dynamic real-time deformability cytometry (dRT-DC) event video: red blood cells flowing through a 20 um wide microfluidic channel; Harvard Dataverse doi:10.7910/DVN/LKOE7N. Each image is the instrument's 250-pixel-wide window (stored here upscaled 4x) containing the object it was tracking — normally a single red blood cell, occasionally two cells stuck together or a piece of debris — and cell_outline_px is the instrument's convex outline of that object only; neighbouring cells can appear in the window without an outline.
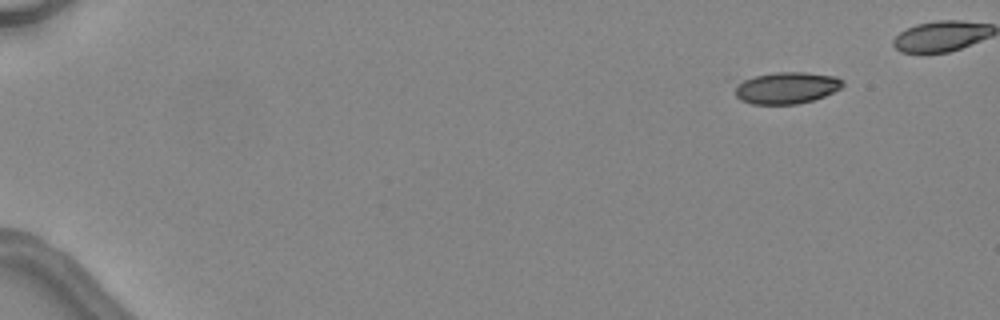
{"species": "common noctule bat (a hibernating species)", "species_latin": "Nyctalus noctula", "temperature_condition": "warm", "stored_images_in_passage": 4, "camera_frame_rate_fps": 3000, "um_per_image_px": 0.085, "animal": {"sex": "female", "body_mass_g": 24.6, "forearm_length_mm": 56.2}, "frame": {"image": 1, "passage_image": 4, "time_ms": 7.667, "image_size_px": [1000, 320], "cell_outline_px": [[844, 84], [840, 88], [824, 96], [812, 100], [796, 104], [752, 104], [740, 100], [736, 96], [724, 76], [776, 72], [804, 72], [836, 76], [844, 80]], "centroid_in_image_um": [66.53, 7.4], "position_along_channel_um": 18.5, "area_um2": 21.62}}